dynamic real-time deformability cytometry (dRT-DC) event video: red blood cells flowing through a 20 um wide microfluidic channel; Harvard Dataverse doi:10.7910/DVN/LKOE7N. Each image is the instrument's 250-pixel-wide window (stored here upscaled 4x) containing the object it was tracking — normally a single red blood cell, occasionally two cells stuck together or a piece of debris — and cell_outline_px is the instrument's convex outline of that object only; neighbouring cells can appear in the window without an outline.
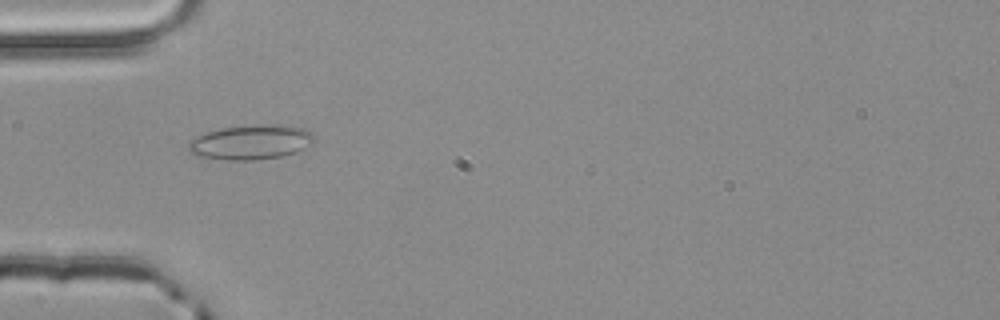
{"species": "common noctule bat (a hibernating species)", "species_latin": "Nyctalus noctula", "temperature_condition": "room temperature", "stored_images_in_passage": 1, "camera_frame_rate_fps": 3000, "um_per_image_px": 0.085, "animal": {"sex": "male", "body_mass_g": 20.4}, "frame": {"image": 1, "passage_image": 1, "time_ms": 0.0, "image_size_px": [1000, 320], "cell_outline_px": [[316, 140], [312, 144], [296, 152], [280, 156], [252, 160], [232, 160], [200, 156], [188, 152], [188, 144], [196, 136], [208, 132], [224, 128], [260, 124], [288, 124], [304, 128], [312, 132], [316, 136]], "centroid_in_image_um": [21.41, 12.07], "position_along_channel_um": 63.6, "area_um2": 25.43}}